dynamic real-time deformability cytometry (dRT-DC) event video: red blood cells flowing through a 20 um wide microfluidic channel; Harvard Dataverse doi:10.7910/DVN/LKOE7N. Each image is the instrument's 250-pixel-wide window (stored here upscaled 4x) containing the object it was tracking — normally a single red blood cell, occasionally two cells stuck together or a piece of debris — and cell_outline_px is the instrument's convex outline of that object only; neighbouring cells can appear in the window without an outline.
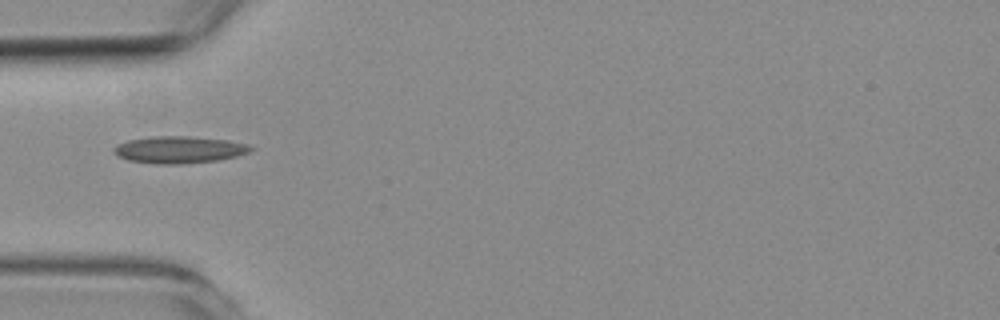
{"species": "common noctule bat (a hibernating species)", "species_latin": "Nyctalus noctula", "temperature_condition": "room temperature", "stored_images_in_passage": 39, "camera_frame_rate_fps": 3000, "um_per_image_px": 0.085, "animal": {"sex": "female", "body_mass_g": 19.3, "forearm_length_mm": 54.1}, "frame": {"image": 1, "passage_image": 1, "time_ms": 0.0, "image_size_px": [1000, 320], "cell_outline_px": [[256, 148], [248, 152], [236, 156], [220, 160], [184, 164], [156, 164], [128, 160], [112, 152], [112, 148], [128, 140], [148, 136], [188, 136], [228, 140], [248, 144]], "centroid_in_image_um": [15.25, 12.72], "position_along_channel_um": 69.8, "area_um2": 21.68}}
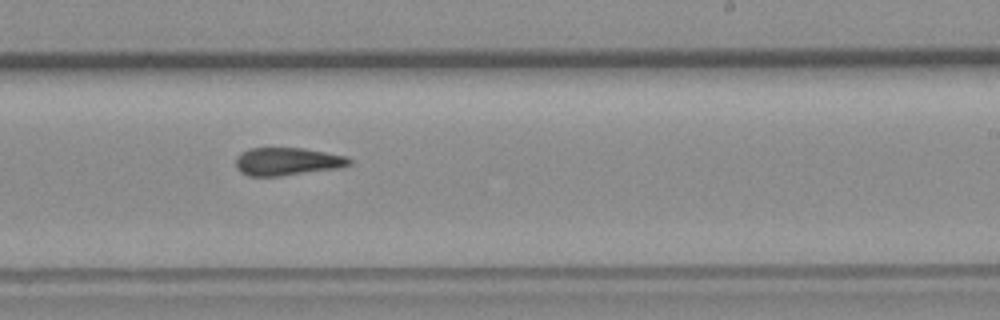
{"frame": {"image": 2, "passage_image": 17, "time_ms": 5.333, "image_size_px": [1000, 320], "cell_outline_px": [[352, 164], [340, 168], [280, 176], [248, 176], [240, 172], [236, 168], [236, 156], [240, 152], [248, 148], [304, 148], [348, 156], [352, 160]], "centroid_in_image_um": [24.42, 13.72], "position_along_channel_um": 264.6, "area_um2": 18.73}}
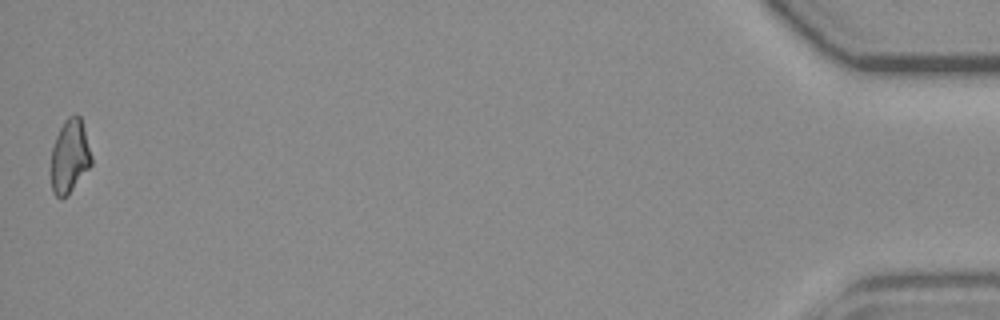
{"frame": {"image": 3, "passage_image": 39, "time_ms": 12.667, "image_size_px": [1000, 320], "cell_outline_px": [[92, 164], [68, 196], [60, 200], [52, 192], [52, 148], [56, 136], [64, 120], [68, 116], [76, 112], [80, 116], [84, 128], [92, 156]], "centroid_in_image_um": [5.94, 13.29], "position_along_channel_um": 429.3, "area_um2": 17.46}, "authors_computed_cell_mechanics": {"area_um2": 18.7272, "velocity_mm_per_s": 3.6464, "shape_relaxation_time_tau1_ms": null, "shape_relaxation_time_tau2_ms": 3.0551, "deformation_change_tau1": null, "deformation_change_tau2": 0.0979}}